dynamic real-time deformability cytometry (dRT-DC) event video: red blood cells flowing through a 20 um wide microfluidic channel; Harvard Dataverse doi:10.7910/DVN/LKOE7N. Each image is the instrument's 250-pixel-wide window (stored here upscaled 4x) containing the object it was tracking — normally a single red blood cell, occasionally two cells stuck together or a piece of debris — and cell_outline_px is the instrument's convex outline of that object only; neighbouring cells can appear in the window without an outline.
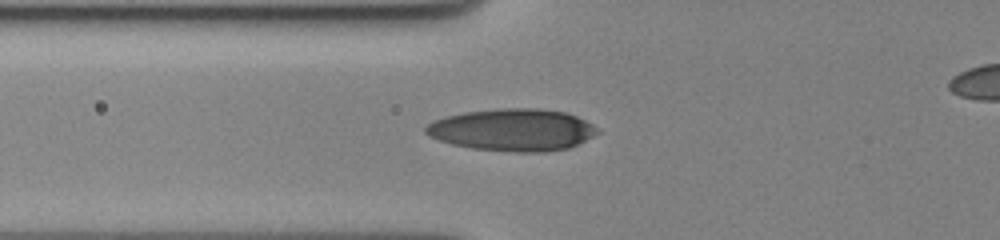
{"species": "human", "species_latin": "Homo sapiens", "temperature_condition": "cold", "stored_images_in_passage": 36, "camera_frame_rate_fps": 3000, "um_per_image_px": 0.085, "donor": {"sex": "female"}, "frame": {"image": 1, "passage_image": 2, "time_ms": 0.333, "image_size_px": [1000, 240], "cell_outline_px": [[600, 132], [568, 148], [544, 152], [516, 152], [472, 148], [452, 144], [428, 136], [424, 132], [424, 128], [428, 124], [436, 120], [448, 116], [464, 112], [496, 108], [540, 108], [564, 112], [576, 116], [600, 128]], "centroid_in_image_um": [43.57, 11.03], "position_along_channel_um": 82.2, "area_um2": 42.08}}
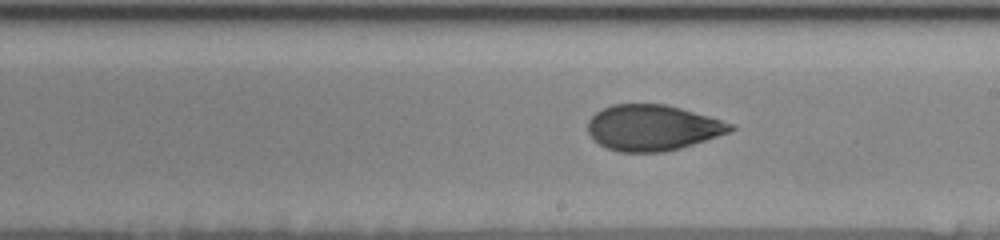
{"frame": {"image": 2, "passage_image": 15, "time_ms": 4.667, "image_size_px": [1000, 240], "cell_outline_px": [[736, 128], [728, 132], [680, 148], [664, 152], [620, 152], [604, 148], [592, 140], [588, 132], [588, 120], [596, 112], [612, 104], [664, 104], [680, 108], [708, 116], [732, 124]], "centroid_in_image_um": [55.4, 10.86], "position_along_channel_um": 233.6, "area_um2": 37.86}}
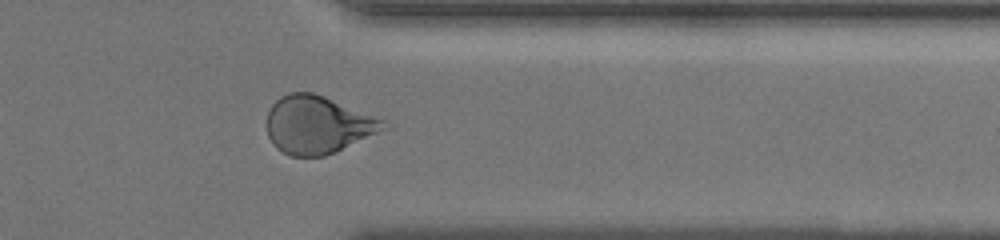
{"frame": {"image": 3, "passage_image": 28, "time_ms": 9.0, "image_size_px": [1000, 240], "cell_outline_px": [[396, 124], [392, 128], [336, 152], [324, 156], [288, 156], [276, 148], [268, 136], [268, 112], [272, 104], [280, 96], [288, 92], [312, 92], [324, 96], [388, 120]], "centroid_in_image_um": [27.13, 10.61], "position_along_channel_um": 384.3, "area_um2": 40.17}}